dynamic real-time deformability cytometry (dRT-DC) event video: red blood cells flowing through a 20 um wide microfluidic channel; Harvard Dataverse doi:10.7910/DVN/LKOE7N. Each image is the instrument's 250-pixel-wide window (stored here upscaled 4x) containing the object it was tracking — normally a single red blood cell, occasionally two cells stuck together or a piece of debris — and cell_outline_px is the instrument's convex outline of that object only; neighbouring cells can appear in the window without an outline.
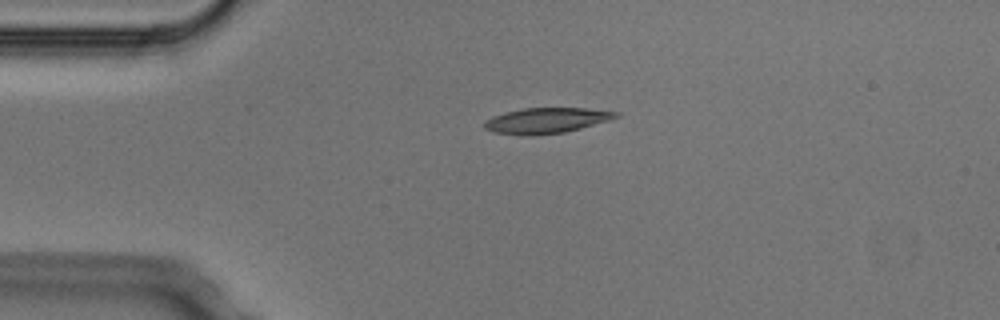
{"species": "Egyptian fruit bat (a non-hibernating species)", "species_latin": "Rousettus aegyptiacus", "temperature_condition": "cold", "stored_images_in_passage": 1, "camera_frame_rate_fps": 3000, "um_per_image_px": 0.085, "animal": {"sex": "male"}, "frame": {"image": 1, "passage_image": 1, "time_ms": 0.0, "image_size_px": [1000, 320], "cell_outline_px": [[620, 116], [608, 120], [580, 128], [564, 132], [532, 136], [528, 136], [492, 132], [484, 128], [484, 120], [492, 116], [504, 112], [524, 108], [584, 108], [620, 112]], "centroid_in_image_um": [46.39, 10.24], "position_along_channel_um": 38.6, "area_um2": 19.59}}